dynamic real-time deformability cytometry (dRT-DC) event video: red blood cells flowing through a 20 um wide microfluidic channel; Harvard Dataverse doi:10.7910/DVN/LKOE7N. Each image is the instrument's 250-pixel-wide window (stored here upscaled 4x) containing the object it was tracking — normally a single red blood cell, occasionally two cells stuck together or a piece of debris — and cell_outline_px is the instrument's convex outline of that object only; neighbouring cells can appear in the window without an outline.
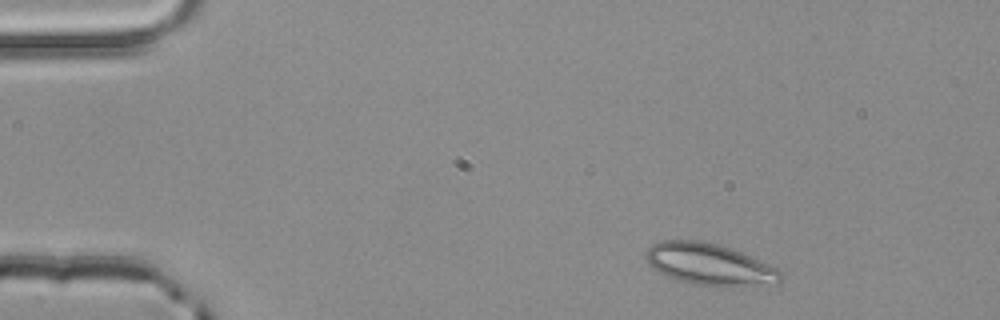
{"species": "common noctule bat (a hibernating species)", "species_latin": "Nyctalus noctula", "temperature_condition": "room temperature", "stored_images_in_passage": 3, "camera_frame_rate_fps": 3000, "um_per_image_px": 0.085, "animal": {"sex": "male", "body_mass_g": 20.4}, "frame": {"image": 1, "passage_image": 1, "time_ms": 0.0, "image_size_px": [1000, 320], "cell_outline_px": [[784, 276], [776, 284], [720, 288], [692, 284], [676, 280], [652, 268], [648, 264], [644, 256], [644, 252], [652, 244], [660, 240], [696, 240], [716, 244], [740, 252], [776, 268]], "centroid_in_image_um": [60.27, 22.5], "position_along_channel_um": 24.7, "area_um2": 33.0}}